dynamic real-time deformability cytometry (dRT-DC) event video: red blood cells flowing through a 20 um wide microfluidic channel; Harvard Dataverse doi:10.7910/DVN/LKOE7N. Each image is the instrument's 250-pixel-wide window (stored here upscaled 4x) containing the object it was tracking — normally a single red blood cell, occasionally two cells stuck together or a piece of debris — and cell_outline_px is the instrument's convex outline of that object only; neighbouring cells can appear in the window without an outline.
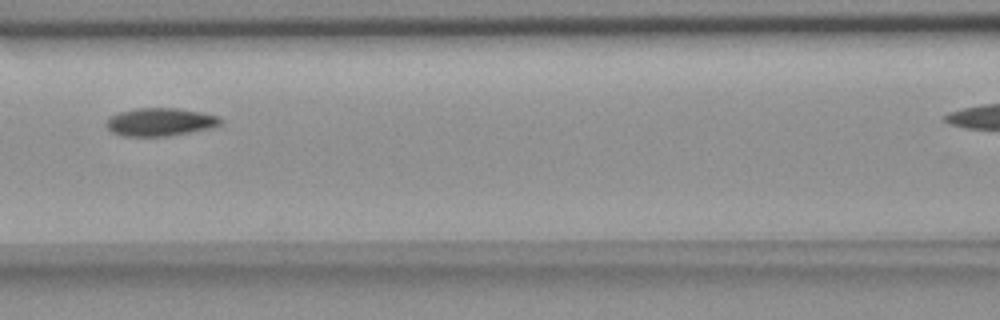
{"species": "common noctule bat (a hibernating species)", "species_latin": "Nyctalus noctula", "temperature_condition": "room temperature", "stored_images_in_passage": 12, "camera_frame_rate_fps": 3000, "um_per_image_px": 0.085, "animal": {"sex": "female", "body_mass_g": 18.4}, "frame": {"image": 1, "passage_image": 3, "time_ms": 0.667, "image_size_px": [1000, 320], "cell_outline_px": [[224, 120], [220, 124], [212, 128], [168, 136], [124, 136], [112, 132], [104, 124], [112, 116], [120, 112], [136, 108], [176, 108], [200, 112], [216, 116]], "centroid_in_image_um": [13.62, 10.37], "position_along_channel_um": 153.0, "area_um2": 18.5}}
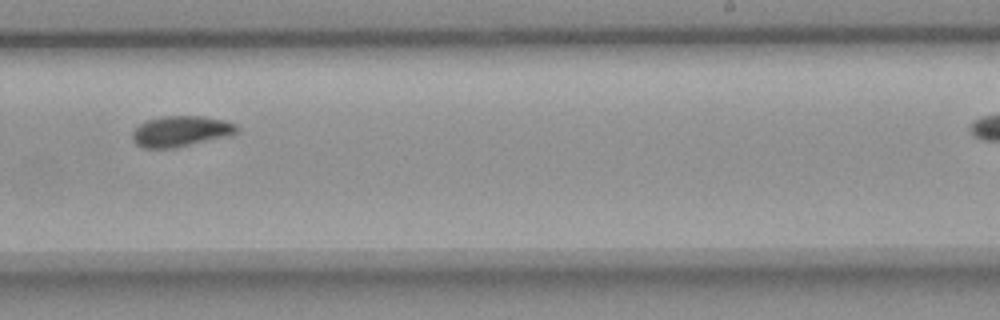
{"frame": {"image": 2, "passage_image": 6, "time_ms": 1.667, "image_size_px": [1000, 320], "cell_outline_px": [[240, 132], [232, 136], [176, 148], [140, 148], [132, 140], [132, 132], [144, 120], [160, 116], [200, 116], [224, 120], [236, 124], [240, 128]], "centroid_in_image_um": [15.4, 11.17], "position_along_channel_um": 273.6, "area_um2": 19.25}}
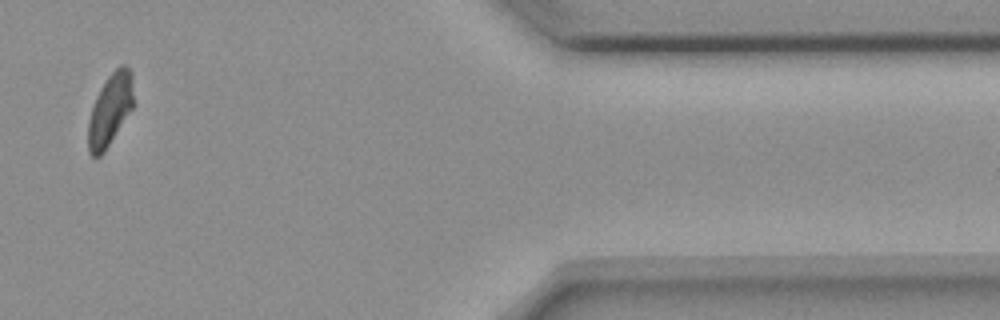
{"frame": {"image": 3, "passage_image": 10, "time_ms": 3.0, "image_size_px": [1000, 320], "cell_outline_px": [[132, 108], [104, 152], [100, 156], [92, 156], [88, 152], [88, 120], [96, 96], [100, 88], [108, 76], [120, 64], [124, 64], [132, 72]], "centroid_in_image_um": [9.33, 9.32], "position_along_channel_um": 402.1, "area_um2": 18.73}}